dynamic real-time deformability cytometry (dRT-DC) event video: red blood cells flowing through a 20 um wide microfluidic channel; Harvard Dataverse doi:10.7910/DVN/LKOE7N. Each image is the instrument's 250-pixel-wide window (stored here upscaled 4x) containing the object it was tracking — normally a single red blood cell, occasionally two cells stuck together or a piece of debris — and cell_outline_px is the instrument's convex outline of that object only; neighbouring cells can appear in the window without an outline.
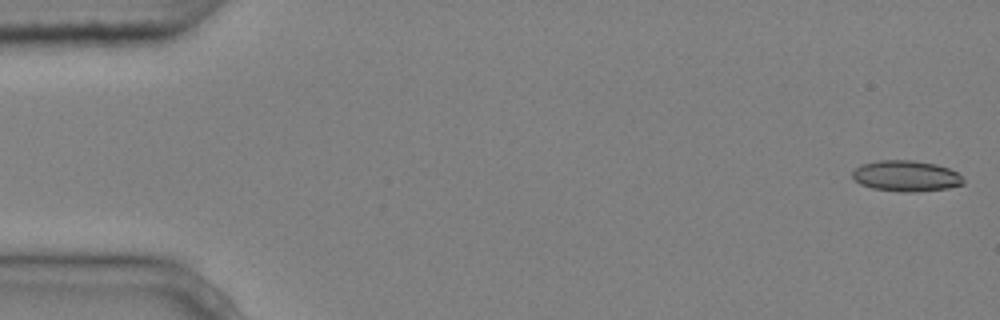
{"species": "common noctule bat (a hibernating species)", "species_latin": "Nyctalus noctula", "temperature_condition": "cold", "stored_images_in_passage": 5, "camera_frame_rate_fps": 3000, "um_per_image_px": 0.085, "animal": {"sex": "male", "body_mass_g": 20.4}, "frame": {"image": 1, "passage_image": 1, "time_ms": 0.0, "image_size_px": [1000, 320], "cell_outline_px": [[964, 184], [948, 188], [916, 192], [900, 192], [872, 188], [860, 184], [852, 176], [852, 172], [860, 164], [880, 160], [912, 160], [936, 164], [948, 168], [956, 172], [964, 180]], "centroid_in_image_um": [77.01, 14.96], "position_along_channel_um": 8.0, "area_um2": 20.0}}
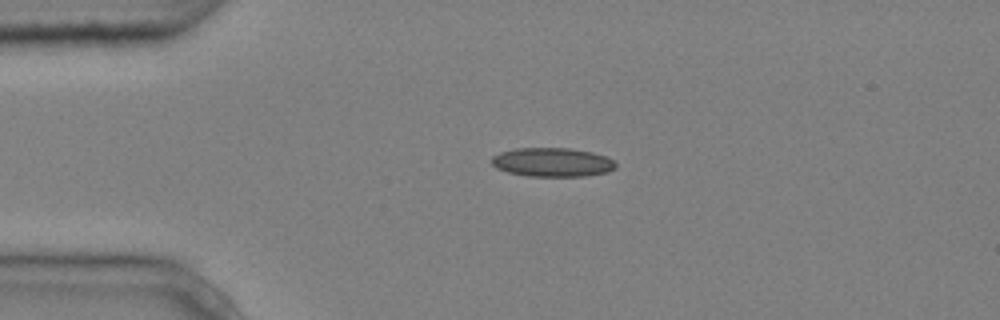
{"frame": {"image": 2, "passage_image": 4, "time_ms": 1.0, "image_size_px": [1000, 320], "cell_outline_px": [[616, 168], [608, 172], [584, 176], [528, 176], [508, 172], [496, 168], [488, 160], [492, 156], [500, 152], [516, 148], [568, 148], [592, 152], [604, 156], [612, 160], [616, 164]], "centroid_in_image_um": [46.91, 13.79], "position_along_channel_um": 38.1, "area_um2": 20.98}}